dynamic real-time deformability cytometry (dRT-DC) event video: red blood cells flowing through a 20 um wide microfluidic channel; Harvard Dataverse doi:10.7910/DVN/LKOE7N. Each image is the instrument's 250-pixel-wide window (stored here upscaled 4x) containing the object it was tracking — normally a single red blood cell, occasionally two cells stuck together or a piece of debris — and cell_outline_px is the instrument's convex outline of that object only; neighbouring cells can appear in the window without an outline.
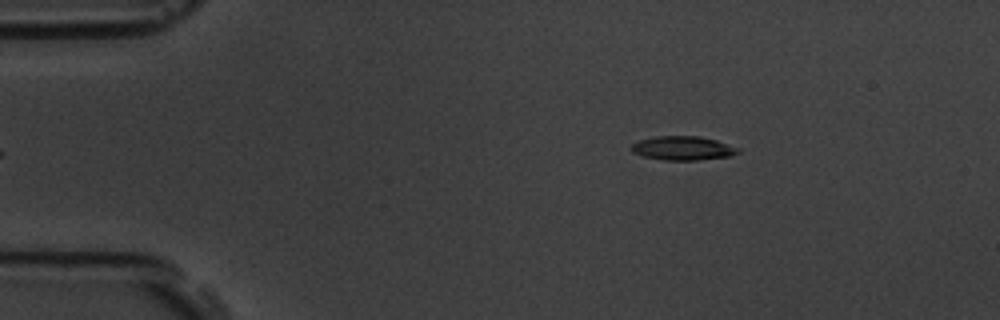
{"species": "common noctule bat (a hibernating species)", "species_latin": "Nyctalus noctula", "temperature_condition": "room temperature", "stored_images_in_passage": 3, "camera_frame_rate_fps": 3000, "um_per_image_px": 0.085, "animal": {"sex": "male", "body_mass_g": 19.5, "forearm_length_mm": 54.6}, "frame": {"image": 1, "passage_image": 1, "time_ms": 0.0, "image_size_px": [1000, 320], "cell_outline_px": [[740, 152], [728, 156], [696, 160], [664, 160], [644, 156], [632, 152], [632, 144], [640, 140], [656, 136], [700, 136], [716, 140], [740, 148]], "centroid_in_image_um": [58.06, 12.59], "position_along_channel_um": 26.9, "area_um2": 14.74}}